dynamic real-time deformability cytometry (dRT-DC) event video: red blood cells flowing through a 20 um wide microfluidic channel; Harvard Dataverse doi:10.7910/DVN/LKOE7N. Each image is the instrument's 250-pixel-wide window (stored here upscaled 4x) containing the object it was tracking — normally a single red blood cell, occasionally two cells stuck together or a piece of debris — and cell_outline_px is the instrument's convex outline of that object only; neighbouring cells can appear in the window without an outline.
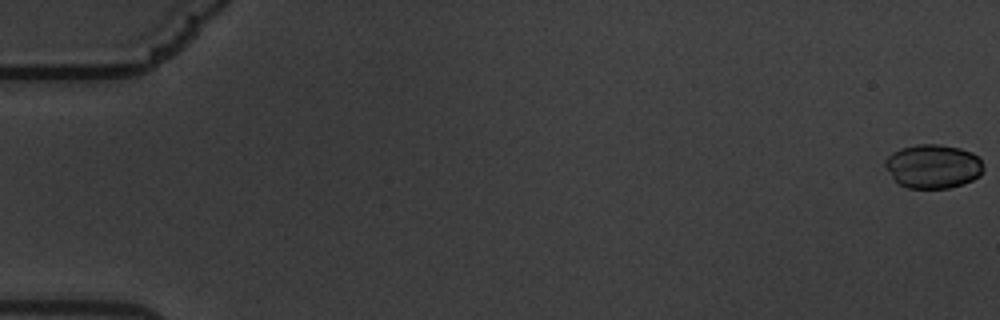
{"species": "common noctule bat (a hibernating species)", "species_latin": "Nyctalus noctula", "temperature_condition": "warm", "stored_images_in_passage": 61, "camera_frame_rate_fps": 3000, "um_per_image_px": 0.085, "animal": {"sex": "male", "body_mass_g": 19.5, "forearm_length_mm": 54.6}, "frame": {"image": 1, "passage_image": 1, "time_ms": 0.0, "image_size_px": [1000, 320], "cell_outline_px": [[984, 172], [980, 176], [964, 184], [948, 188], [908, 188], [900, 184], [892, 176], [884, 164], [884, 160], [892, 152], [900, 148], [916, 144], [936, 144], [960, 148], [972, 152], [980, 160], [984, 168]], "centroid_in_image_um": [79.32, 14.13], "position_along_channel_um": 5.7, "area_um2": 25.2}}
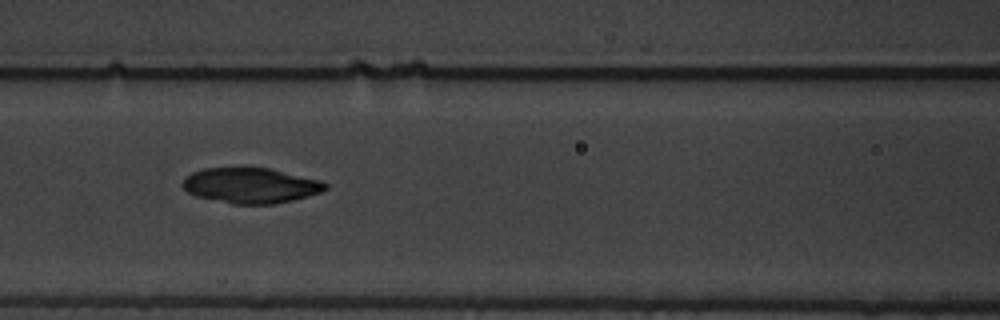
{"frame": {"image": 2, "passage_image": 28, "time_ms": 9.0, "image_size_px": [1000, 320], "cell_outline_px": [[328, 188], [320, 192], [292, 200], [276, 204], [232, 204], [196, 196], [188, 192], [184, 188], [184, 176], [192, 172], [204, 168], [240, 164], [244, 164], [272, 168], [320, 180], [328, 184]], "centroid_in_image_um": [21.29, 15.71], "position_along_channel_um": 145.3, "area_um2": 30.4}}
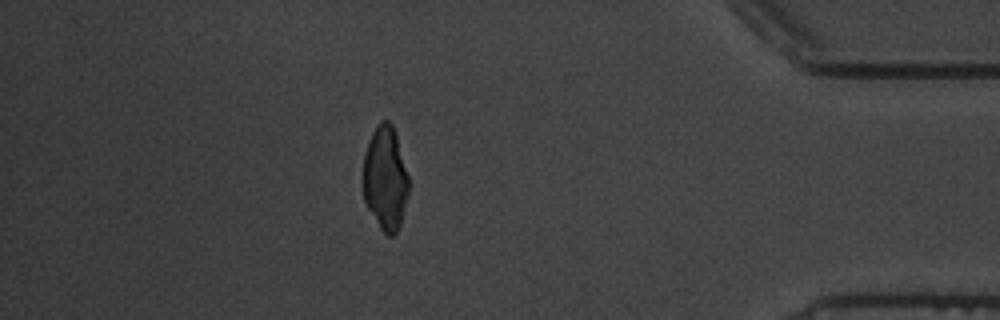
{"frame": {"image": 3, "passage_image": 54, "time_ms": 17.667, "image_size_px": [1000, 320], "cell_outline_px": [[408, 192], [400, 224], [396, 232], [392, 236], [388, 236], [380, 228], [368, 208], [364, 200], [360, 180], [360, 176], [364, 152], [368, 140], [376, 124], [380, 120], [388, 120], [392, 124], [396, 136], [408, 176]], "centroid_in_image_um": [32.68, 15.12], "position_along_channel_um": 402.5, "area_um2": 28.03}, "authors_computed_cell_mechanics": {"area_um2": 28.611, "velocity_mm_per_s": 3.4111, "shape_relaxation_time_tau1_ms": 6.1053, "shape_relaxation_time_tau2_ms": 2.325, "deformation_change_tau1": 0.1419, "deformation_change_tau2": 0.0607}}